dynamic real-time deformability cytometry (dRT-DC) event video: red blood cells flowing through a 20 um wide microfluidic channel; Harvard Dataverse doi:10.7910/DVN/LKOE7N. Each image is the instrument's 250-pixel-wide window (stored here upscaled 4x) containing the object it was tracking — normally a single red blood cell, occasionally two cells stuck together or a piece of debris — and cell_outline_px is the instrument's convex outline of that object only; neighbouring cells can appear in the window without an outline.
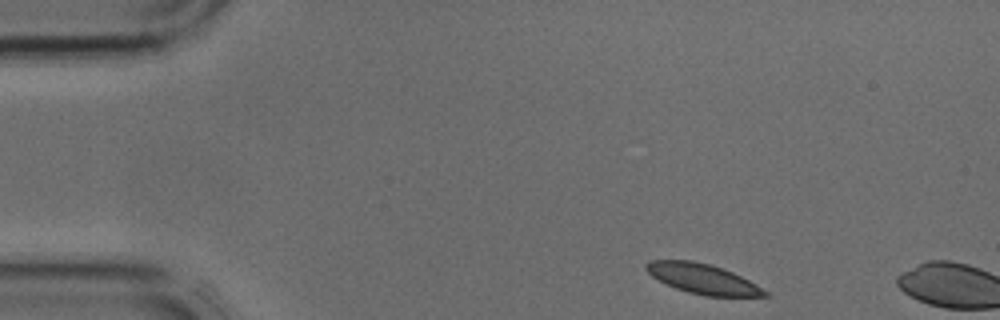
{"species": "common noctule bat (a hibernating species)", "species_latin": "Nyctalus noctula", "temperature_condition": "cold", "stored_images_in_passage": 3, "camera_frame_rate_fps": 3000, "um_per_image_px": 0.085, "animal": {"sex": "male", "body_mass_g": 17.9, "forearm_length_mm": 54.2}, "frame": {"image": 1, "passage_image": 1, "time_ms": 0.0, "image_size_px": [1000, 320], "cell_outline_px": [[772, 296], [704, 296], [688, 292], [676, 288], [652, 276], [644, 268], [644, 264], [648, 260], [692, 260], [724, 268], [756, 284], [768, 292]], "centroid_in_image_um": [59.72, 23.69], "position_along_channel_um": 25.3, "area_um2": 20.63}}